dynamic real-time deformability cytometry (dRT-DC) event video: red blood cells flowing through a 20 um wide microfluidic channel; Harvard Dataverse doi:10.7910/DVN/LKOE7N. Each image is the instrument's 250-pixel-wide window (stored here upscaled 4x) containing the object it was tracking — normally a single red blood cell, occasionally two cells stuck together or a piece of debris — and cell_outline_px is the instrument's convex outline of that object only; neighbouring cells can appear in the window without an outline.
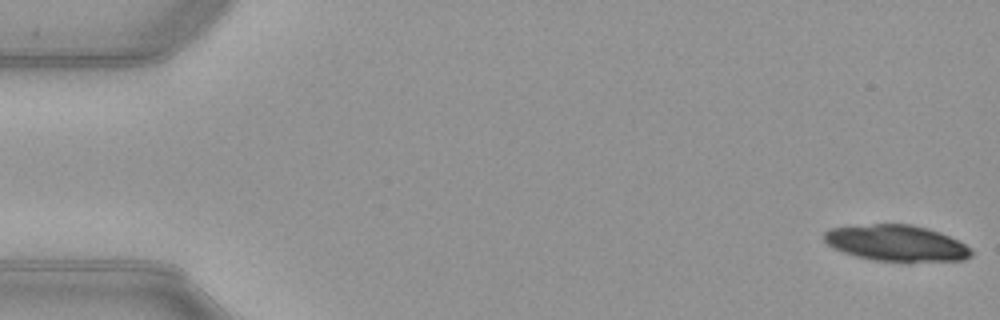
{"species": "common noctule bat (a hibernating species)", "species_latin": "Nyctalus noctula", "temperature_condition": "warm", "stored_images_in_passage": 20, "camera_frame_rate_fps": 3000, "um_per_image_px": 0.085, "animal": {"sex": "female", "body_mass_g": 21.9}, "frame": {"image": 1, "passage_image": 1, "time_ms": 0.0, "image_size_px": [1000, 320], "cell_outline_px": [[972, 256], [964, 260], [872, 260], [856, 256], [832, 248], [824, 240], [824, 232], [832, 228], [872, 224], [912, 224], [928, 228], [940, 232], [972, 248]], "centroid_in_image_um": [76.19, 20.65], "position_along_channel_um": 8.8, "area_um2": 30.46}}
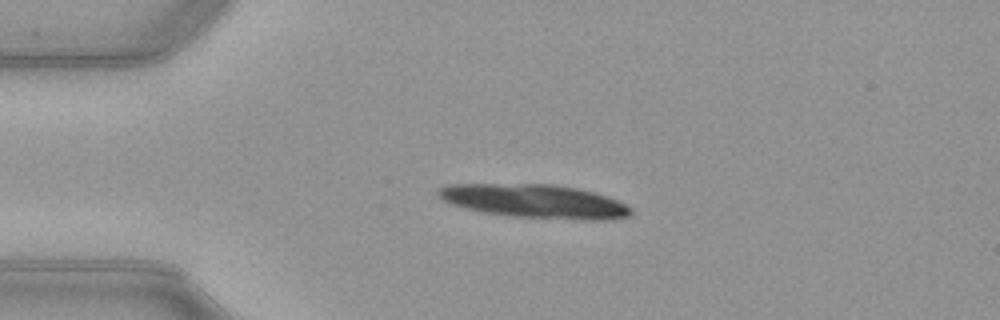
{"frame": {"image": 2, "passage_image": 12, "time_ms": 3.667, "image_size_px": [1000, 320], "cell_outline_px": [[632, 212], [628, 216], [604, 220], [584, 220], [508, 216], [484, 212], [464, 208], [452, 204], [444, 200], [436, 192], [440, 188], [448, 184], [556, 184], [596, 192], [608, 196], [632, 208]], "centroid_in_image_um": [45.47, 17.1], "position_along_channel_um": 39.5, "area_um2": 37.8}}